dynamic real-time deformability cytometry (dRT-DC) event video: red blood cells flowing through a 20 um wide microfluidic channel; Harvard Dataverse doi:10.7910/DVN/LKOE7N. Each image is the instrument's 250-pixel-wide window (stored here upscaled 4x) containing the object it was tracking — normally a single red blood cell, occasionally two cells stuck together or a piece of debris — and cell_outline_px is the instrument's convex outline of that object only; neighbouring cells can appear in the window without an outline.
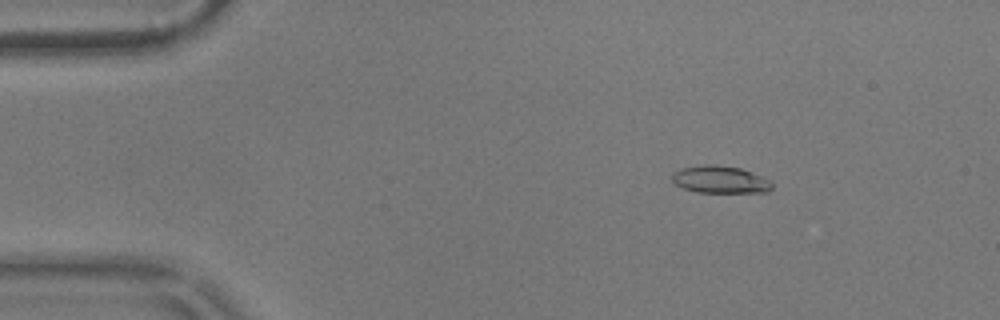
{"species": "common noctule bat (a hibernating species)", "species_latin": "Nyctalus noctula", "temperature_condition": "warm", "stored_images_in_passage": 56, "camera_frame_rate_fps": 3000, "um_per_image_px": 0.085, "animal": {"sex": "male", "body_mass_g": 17.9}, "frame": {"image": 1, "passage_image": 8, "time_ms": 2.333, "image_size_px": [1000, 320], "cell_outline_px": [[772, 188], [768, 192], [696, 192], [684, 188], [676, 184], [672, 180], [672, 176], [680, 168], [708, 164], [740, 168], [752, 172], [772, 180]], "centroid_in_image_um": [61.26, 15.27], "position_along_channel_um": 23.7, "area_um2": 15.78}}
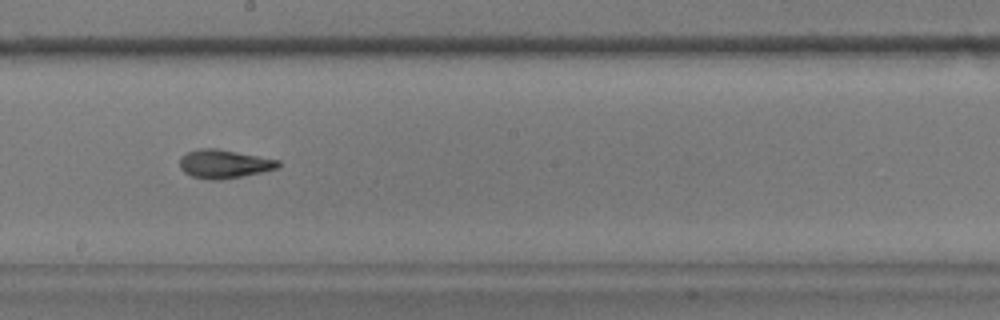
{"frame": {"image": 2, "passage_image": 31, "time_ms": 10.0, "image_size_px": [1000, 320], "cell_outline_px": [[280, 168], [244, 176], [220, 180], [212, 180], [192, 176], [184, 172], [180, 168], [180, 156], [188, 152], [200, 148], [216, 148], [280, 160]], "centroid_in_image_um": [19.06, 13.94], "position_along_channel_um": 229.1, "area_um2": 16.47}}
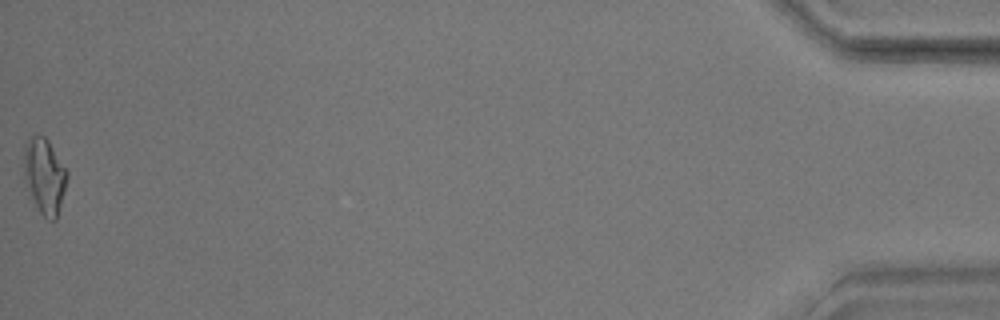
{"frame": {"image": 3, "passage_image": 56, "time_ms": 18.333, "image_size_px": [1000, 320], "cell_outline_px": [[68, 176], [64, 192], [56, 220], [48, 220], [40, 212], [32, 196], [24, 176], [24, 144], [32, 136], [44, 136], [48, 140], [68, 172]], "centroid_in_image_um": [3.8, 14.94], "position_along_channel_um": 431.4, "area_um2": 18.55}, "authors_computed_cell_mechanics": {"area_um2": 16.2129, "velocity_mm_per_s": 3.5991, "shape_relaxation_time_tau1_ms": 5.1075, "shape_relaxation_time_tau2_ms": 2.6595, "deformation_change_tau1": 0.1678, "deformation_change_tau2": 0.0948}}